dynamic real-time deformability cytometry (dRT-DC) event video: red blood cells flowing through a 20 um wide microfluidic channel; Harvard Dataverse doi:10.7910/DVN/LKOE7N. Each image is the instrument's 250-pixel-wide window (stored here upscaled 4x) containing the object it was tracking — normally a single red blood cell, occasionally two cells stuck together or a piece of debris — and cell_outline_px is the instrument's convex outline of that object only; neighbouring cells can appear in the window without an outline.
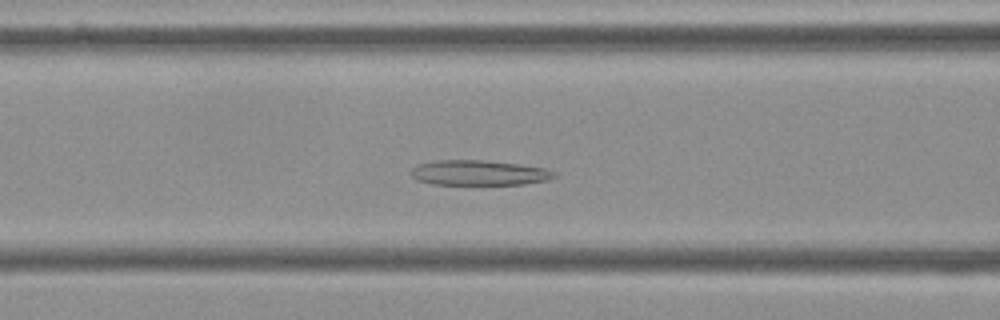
{"species": "Egyptian fruit bat (a non-hibernating species)", "species_latin": "Rousettus aegyptiacus", "temperature_condition": "cold", "stored_images_in_passage": 54, "camera_frame_rate_fps": 3000, "um_per_image_px": 0.085, "frame": {"image": 1, "passage_image": 20, "time_ms": 6.333, "image_size_px": [1000, 320], "cell_outline_px": [[556, 176], [548, 180], [524, 184], [432, 184], [416, 180], [408, 172], [416, 164], [436, 160], [480, 160], [516, 164], [544, 168], [556, 172]], "centroid_in_image_um": [40.65, 14.69], "position_along_channel_um": 126.0, "area_um2": 20.92}}
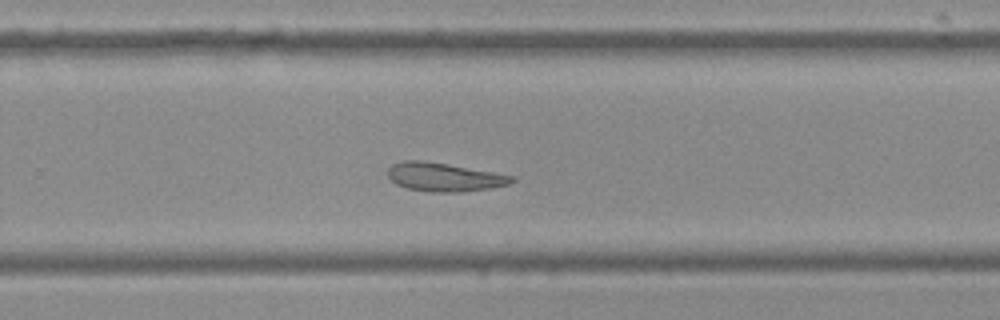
{"frame": {"image": 2, "passage_image": 34, "time_ms": 11.0, "image_size_px": [1000, 320], "cell_outline_px": [[516, 180], [508, 184], [488, 188], [460, 192], [432, 192], [408, 188], [396, 184], [388, 176], [388, 168], [392, 164], [400, 160], [420, 160], [448, 164], [516, 176]], "centroid_in_image_um": [37.74, 15.04], "position_along_channel_um": 292.1, "area_um2": 20.58}}
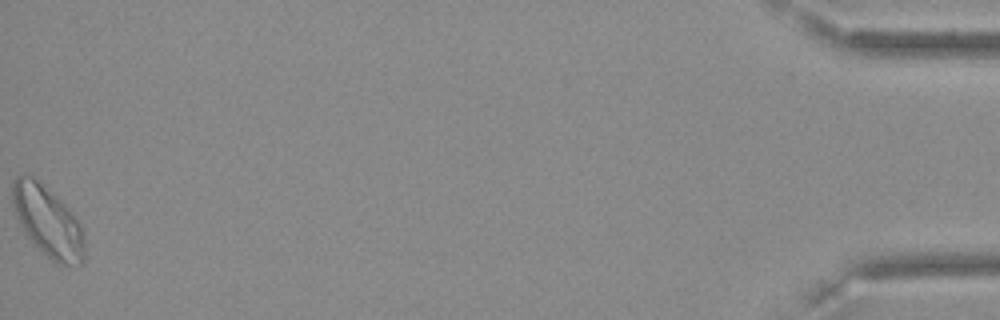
{"frame": {"image": 3, "passage_image": 54, "time_ms": 17.667, "image_size_px": [1000, 320], "cell_outline_px": [[84, 264], [60, 264], [52, 260], [24, 232], [12, 204], [12, 180], [16, 176], [24, 172], [32, 172], [68, 208], [80, 224], [84, 236]], "centroid_in_image_um": [4.04, 18.73], "position_along_channel_um": 431.2, "area_um2": 29.65}, "authors_computed_cell_mechanics": {"area_um2": 22.8021, "velocity_mm_per_s": 3.5681, "shape_relaxation_time_tau1_ms": null, "shape_relaxation_time_tau2_ms": 2.5759, "deformation_change_tau1": null, "deformation_change_tau2": 0.1008}}